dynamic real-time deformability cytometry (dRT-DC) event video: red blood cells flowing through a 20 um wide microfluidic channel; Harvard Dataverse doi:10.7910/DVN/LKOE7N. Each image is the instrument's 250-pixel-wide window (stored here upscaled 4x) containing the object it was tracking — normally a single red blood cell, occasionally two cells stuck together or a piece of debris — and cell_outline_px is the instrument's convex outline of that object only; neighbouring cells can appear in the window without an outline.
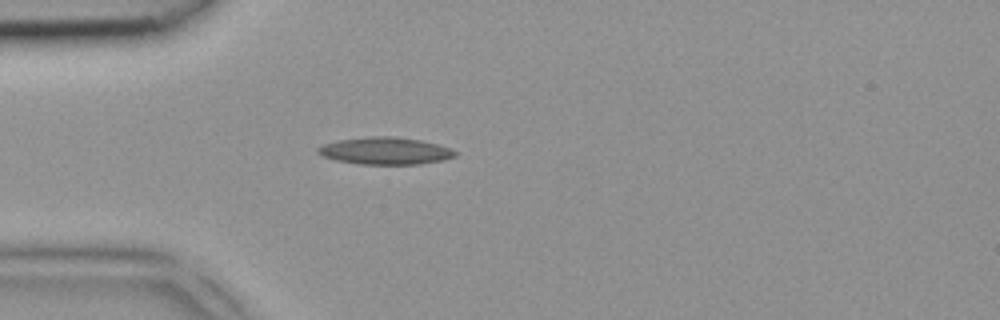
{"species": "common noctule bat (a hibernating species)", "species_latin": "Nyctalus noctula", "temperature_condition": "room temperature", "stored_images_in_passage": 1, "camera_frame_rate_fps": 3000, "um_per_image_px": 0.085, "animal": {"sex": "female", "body_mass_g": 18.4}, "frame": {"image": 1, "passage_image": 1, "time_ms": 0.0, "image_size_px": [1000, 320], "cell_outline_px": [[460, 152], [456, 156], [444, 160], [420, 164], [360, 164], [336, 160], [324, 156], [316, 152], [316, 148], [324, 144], [340, 140], [368, 136], [396, 136], [420, 140], [436, 144]], "centroid_in_image_um": [32.77, 12.82], "position_along_channel_um": 52.2, "area_um2": 21.73}}